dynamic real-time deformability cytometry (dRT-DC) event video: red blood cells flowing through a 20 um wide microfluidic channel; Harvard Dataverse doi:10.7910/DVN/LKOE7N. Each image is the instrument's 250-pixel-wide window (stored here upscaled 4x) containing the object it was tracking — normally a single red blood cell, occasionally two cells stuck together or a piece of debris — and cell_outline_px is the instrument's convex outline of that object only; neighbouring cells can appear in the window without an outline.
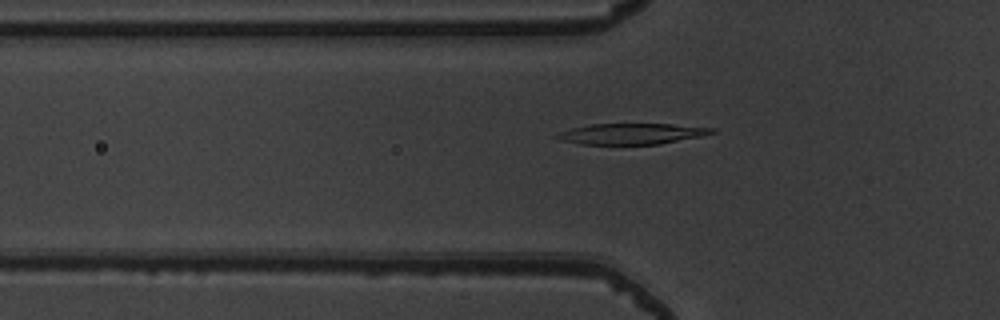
{"species": "common noctule bat (a hibernating species)", "species_latin": "Nyctalus noctula", "temperature_condition": "warm", "stored_images_in_passage": 52, "camera_frame_rate_fps": 3000, "um_per_image_px": 0.085, "animal": {"sex": "male", "body_mass_g": 19.5, "forearm_length_mm": 54.6}, "frame": {"image": 1, "passage_image": 18, "time_ms": 5.667, "image_size_px": [1000, 320], "cell_outline_px": [[716, 132], [700, 136], [660, 144], [580, 144], [564, 140], [556, 136], [560, 132], [572, 128], [588, 124], [672, 124], [716, 128]], "centroid_in_image_um": [53.74, 11.36], "position_along_channel_um": 72.1, "area_um2": 18.55}}
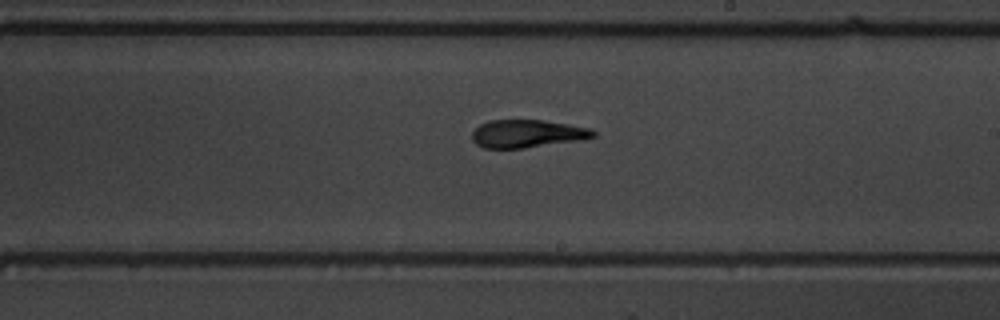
{"frame": {"image": 2, "passage_image": 31, "time_ms": 10.0, "image_size_px": [1000, 320], "cell_outline_px": [[596, 136], [524, 148], [484, 148], [476, 144], [472, 140], [472, 132], [480, 124], [488, 120], [540, 120], [568, 124], [592, 128], [596, 132]], "centroid_in_image_um": [44.75, 11.35], "position_along_channel_um": 244.2, "area_um2": 19.36}}
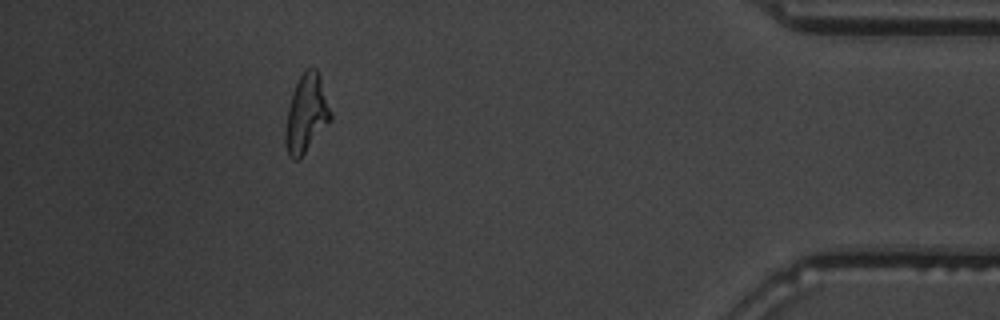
{"frame": {"image": 3, "passage_image": 47, "time_ms": 15.333, "image_size_px": [1000, 320], "cell_outline_px": [[332, 120], [304, 152], [296, 160], [292, 160], [288, 156], [284, 140], [284, 132], [288, 108], [292, 92], [304, 68], [316, 68], [320, 76], [332, 112]], "centroid_in_image_um": [26.03, 9.64], "position_along_channel_um": 409.2, "area_um2": 20.58}, "authors_computed_cell_mechanics": {"area_um2": 20.23, "velocity_mm_per_s": 3.9802, "shape_relaxation_time_tau1_ms": null, "shape_relaxation_time_tau2_ms": 2.5818, "deformation_change_tau1": null, "deformation_change_tau2": 0.1068}}